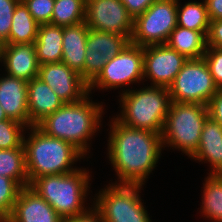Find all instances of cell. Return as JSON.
Returning <instances> with one entry per match:
<instances>
[{
    "label": "cell",
    "instance_id": "obj_1",
    "mask_svg": "<svg viewBox=\"0 0 222 222\" xmlns=\"http://www.w3.org/2000/svg\"><path fill=\"white\" fill-rule=\"evenodd\" d=\"M114 119L108 144L110 161L121 184L143 185L161 154V133L131 128Z\"/></svg>",
    "mask_w": 222,
    "mask_h": 222
},
{
    "label": "cell",
    "instance_id": "obj_2",
    "mask_svg": "<svg viewBox=\"0 0 222 222\" xmlns=\"http://www.w3.org/2000/svg\"><path fill=\"white\" fill-rule=\"evenodd\" d=\"M102 105L92 103L88 97L74 103H64L36 126L49 136L71 143L83 155L87 141L100 126Z\"/></svg>",
    "mask_w": 222,
    "mask_h": 222
},
{
    "label": "cell",
    "instance_id": "obj_3",
    "mask_svg": "<svg viewBox=\"0 0 222 222\" xmlns=\"http://www.w3.org/2000/svg\"><path fill=\"white\" fill-rule=\"evenodd\" d=\"M28 140L23 138L26 170L29 184L44 175L67 174L76 171L71 168L84 155L71 143L47 135L37 126H31Z\"/></svg>",
    "mask_w": 222,
    "mask_h": 222
},
{
    "label": "cell",
    "instance_id": "obj_4",
    "mask_svg": "<svg viewBox=\"0 0 222 222\" xmlns=\"http://www.w3.org/2000/svg\"><path fill=\"white\" fill-rule=\"evenodd\" d=\"M88 181L87 171L77 169L67 174L41 176L34 179L29 187L46 200L63 219H70L88 211L83 205L89 187Z\"/></svg>",
    "mask_w": 222,
    "mask_h": 222
},
{
    "label": "cell",
    "instance_id": "obj_5",
    "mask_svg": "<svg viewBox=\"0 0 222 222\" xmlns=\"http://www.w3.org/2000/svg\"><path fill=\"white\" fill-rule=\"evenodd\" d=\"M120 101L122 117H116L120 123L162 134L171 104L168 88L152 85L137 91L126 90Z\"/></svg>",
    "mask_w": 222,
    "mask_h": 222
},
{
    "label": "cell",
    "instance_id": "obj_6",
    "mask_svg": "<svg viewBox=\"0 0 222 222\" xmlns=\"http://www.w3.org/2000/svg\"><path fill=\"white\" fill-rule=\"evenodd\" d=\"M208 117L207 105L171 102L161 134L163 145L181 149L191 157L198 149Z\"/></svg>",
    "mask_w": 222,
    "mask_h": 222
},
{
    "label": "cell",
    "instance_id": "obj_7",
    "mask_svg": "<svg viewBox=\"0 0 222 222\" xmlns=\"http://www.w3.org/2000/svg\"><path fill=\"white\" fill-rule=\"evenodd\" d=\"M218 89L204 58L188 59L168 87L171 102L204 105Z\"/></svg>",
    "mask_w": 222,
    "mask_h": 222
},
{
    "label": "cell",
    "instance_id": "obj_8",
    "mask_svg": "<svg viewBox=\"0 0 222 222\" xmlns=\"http://www.w3.org/2000/svg\"><path fill=\"white\" fill-rule=\"evenodd\" d=\"M178 0H156L134 19L130 42L146 47L165 44L177 26Z\"/></svg>",
    "mask_w": 222,
    "mask_h": 222
},
{
    "label": "cell",
    "instance_id": "obj_9",
    "mask_svg": "<svg viewBox=\"0 0 222 222\" xmlns=\"http://www.w3.org/2000/svg\"><path fill=\"white\" fill-rule=\"evenodd\" d=\"M142 185H110L101 191L95 208L104 222H151L138 191Z\"/></svg>",
    "mask_w": 222,
    "mask_h": 222
},
{
    "label": "cell",
    "instance_id": "obj_10",
    "mask_svg": "<svg viewBox=\"0 0 222 222\" xmlns=\"http://www.w3.org/2000/svg\"><path fill=\"white\" fill-rule=\"evenodd\" d=\"M143 79V47L129 42L115 57L109 59L99 75L89 84L102 89L117 88Z\"/></svg>",
    "mask_w": 222,
    "mask_h": 222
},
{
    "label": "cell",
    "instance_id": "obj_11",
    "mask_svg": "<svg viewBox=\"0 0 222 222\" xmlns=\"http://www.w3.org/2000/svg\"><path fill=\"white\" fill-rule=\"evenodd\" d=\"M85 22L89 29L125 35L131 39L134 19L120 0H86Z\"/></svg>",
    "mask_w": 222,
    "mask_h": 222
},
{
    "label": "cell",
    "instance_id": "obj_12",
    "mask_svg": "<svg viewBox=\"0 0 222 222\" xmlns=\"http://www.w3.org/2000/svg\"><path fill=\"white\" fill-rule=\"evenodd\" d=\"M130 42L125 35L89 29L86 40L84 80L90 84L106 62L118 55Z\"/></svg>",
    "mask_w": 222,
    "mask_h": 222
},
{
    "label": "cell",
    "instance_id": "obj_13",
    "mask_svg": "<svg viewBox=\"0 0 222 222\" xmlns=\"http://www.w3.org/2000/svg\"><path fill=\"white\" fill-rule=\"evenodd\" d=\"M188 59L166 44L143 47V78L168 88Z\"/></svg>",
    "mask_w": 222,
    "mask_h": 222
},
{
    "label": "cell",
    "instance_id": "obj_14",
    "mask_svg": "<svg viewBox=\"0 0 222 222\" xmlns=\"http://www.w3.org/2000/svg\"><path fill=\"white\" fill-rule=\"evenodd\" d=\"M38 77L57 94L64 103H74L89 95V84L77 71L64 62L39 65Z\"/></svg>",
    "mask_w": 222,
    "mask_h": 222
},
{
    "label": "cell",
    "instance_id": "obj_15",
    "mask_svg": "<svg viewBox=\"0 0 222 222\" xmlns=\"http://www.w3.org/2000/svg\"><path fill=\"white\" fill-rule=\"evenodd\" d=\"M63 218L29 186L22 187L4 222H61Z\"/></svg>",
    "mask_w": 222,
    "mask_h": 222
},
{
    "label": "cell",
    "instance_id": "obj_16",
    "mask_svg": "<svg viewBox=\"0 0 222 222\" xmlns=\"http://www.w3.org/2000/svg\"><path fill=\"white\" fill-rule=\"evenodd\" d=\"M28 82L6 75L0 78V105L8 119L30 127L27 99Z\"/></svg>",
    "mask_w": 222,
    "mask_h": 222
},
{
    "label": "cell",
    "instance_id": "obj_17",
    "mask_svg": "<svg viewBox=\"0 0 222 222\" xmlns=\"http://www.w3.org/2000/svg\"><path fill=\"white\" fill-rule=\"evenodd\" d=\"M27 99L30 127L36 126L64 104L49 85L39 77L28 82Z\"/></svg>",
    "mask_w": 222,
    "mask_h": 222
},
{
    "label": "cell",
    "instance_id": "obj_18",
    "mask_svg": "<svg viewBox=\"0 0 222 222\" xmlns=\"http://www.w3.org/2000/svg\"><path fill=\"white\" fill-rule=\"evenodd\" d=\"M3 62L8 75L14 78L29 82L38 77L39 63L34 43L6 44Z\"/></svg>",
    "mask_w": 222,
    "mask_h": 222
},
{
    "label": "cell",
    "instance_id": "obj_19",
    "mask_svg": "<svg viewBox=\"0 0 222 222\" xmlns=\"http://www.w3.org/2000/svg\"><path fill=\"white\" fill-rule=\"evenodd\" d=\"M89 27L86 22L63 27L62 62L77 71L84 79L86 40Z\"/></svg>",
    "mask_w": 222,
    "mask_h": 222
},
{
    "label": "cell",
    "instance_id": "obj_20",
    "mask_svg": "<svg viewBox=\"0 0 222 222\" xmlns=\"http://www.w3.org/2000/svg\"><path fill=\"white\" fill-rule=\"evenodd\" d=\"M211 163L210 174H222V125L210 117L204 123L197 151L191 156Z\"/></svg>",
    "mask_w": 222,
    "mask_h": 222
},
{
    "label": "cell",
    "instance_id": "obj_21",
    "mask_svg": "<svg viewBox=\"0 0 222 222\" xmlns=\"http://www.w3.org/2000/svg\"><path fill=\"white\" fill-rule=\"evenodd\" d=\"M63 27L51 23L38 27L37 39L34 42L39 65L62 62Z\"/></svg>",
    "mask_w": 222,
    "mask_h": 222
},
{
    "label": "cell",
    "instance_id": "obj_22",
    "mask_svg": "<svg viewBox=\"0 0 222 222\" xmlns=\"http://www.w3.org/2000/svg\"><path fill=\"white\" fill-rule=\"evenodd\" d=\"M165 44L187 59H199L206 52L207 36L201 31L176 26Z\"/></svg>",
    "mask_w": 222,
    "mask_h": 222
},
{
    "label": "cell",
    "instance_id": "obj_23",
    "mask_svg": "<svg viewBox=\"0 0 222 222\" xmlns=\"http://www.w3.org/2000/svg\"><path fill=\"white\" fill-rule=\"evenodd\" d=\"M39 24L30 14L27 6L21 0L13 13L9 44L34 43L37 39Z\"/></svg>",
    "mask_w": 222,
    "mask_h": 222
},
{
    "label": "cell",
    "instance_id": "obj_24",
    "mask_svg": "<svg viewBox=\"0 0 222 222\" xmlns=\"http://www.w3.org/2000/svg\"><path fill=\"white\" fill-rule=\"evenodd\" d=\"M0 176L14 180L21 188L29 186L24 148L0 149Z\"/></svg>",
    "mask_w": 222,
    "mask_h": 222
},
{
    "label": "cell",
    "instance_id": "obj_25",
    "mask_svg": "<svg viewBox=\"0 0 222 222\" xmlns=\"http://www.w3.org/2000/svg\"><path fill=\"white\" fill-rule=\"evenodd\" d=\"M177 7V26L201 31L207 36L210 20L205 1L203 3L188 2L181 8L182 10L179 4Z\"/></svg>",
    "mask_w": 222,
    "mask_h": 222
},
{
    "label": "cell",
    "instance_id": "obj_26",
    "mask_svg": "<svg viewBox=\"0 0 222 222\" xmlns=\"http://www.w3.org/2000/svg\"><path fill=\"white\" fill-rule=\"evenodd\" d=\"M203 190L202 212L215 222H222V174H209Z\"/></svg>",
    "mask_w": 222,
    "mask_h": 222
},
{
    "label": "cell",
    "instance_id": "obj_27",
    "mask_svg": "<svg viewBox=\"0 0 222 222\" xmlns=\"http://www.w3.org/2000/svg\"><path fill=\"white\" fill-rule=\"evenodd\" d=\"M86 0H55L51 24L73 26L85 21Z\"/></svg>",
    "mask_w": 222,
    "mask_h": 222
},
{
    "label": "cell",
    "instance_id": "obj_28",
    "mask_svg": "<svg viewBox=\"0 0 222 222\" xmlns=\"http://www.w3.org/2000/svg\"><path fill=\"white\" fill-rule=\"evenodd\" d=\"M21 187L12 179L0 176V219L4 222L12 213Z\"/></svg>",
    "mask_w": 222,
    "mask_h": 222
},
{
    "label": "cell",
    "instance_id": "obj_29",
    "mask_svg": "<svg viewBox=\"0 0 222 222\" xmlns=\"http://www.w3.org/2000/svg\"><path fill=\"white\" fill-rule=\"evenodd\" d=\"M24 126L12 119L0 121V149L24 148Z\"/></svg>",
    "mask_w": 222,
    "mask_h": 222
},
{
    "label": "cell",
    "instance_id": "obj_30",
    "mask_svg": "<svg viewBox=\"0 0 222 222\" xmlns=\"http://www.w3.org/2000/svg\"><path fill=\"white\" fill-rule=\"evenodd\" d=\"M35 21L41 24L51 23L55 0H22Z\"/></svg>",
    "mask_w": 222,
    "mask_h": 222
},
{
    "label": "cell",
    "instance_id": "obj_31",
    "mask_svg": "<svg viewBox=\"0 0 222 222\" xmlns=\"http://www.w3.org/2000/svg\"><path fill=\"white\" fill-rule=\"evenodd\" d=\"M21 0H0V38L9 44V32L12 17L17 4Z\"/></svg>",
    "mask_w": 222,
    "mask_h": 222
},
{
    "label": "cell",
    "instance_id": "obj_32",
    "mask_svg": "<svg viewBox=\"0 0 222 222\" xmlns=\"http://www.w3.org/2000/svg\"><path fill=\"white\" fill-rule=\"evenodd\" d=\"M205 62L218 88H222V49L207 47Z\"/></svg>",
    "mask_w": 222,
    "mask_h": 222
},
{
    "label": "cell",
    "instance_id": "obj_33",
    "mask_svg": "<svg viewBox=\"0 0 222 222\" xmlns=\"http://www.w3.org/2000/svg\"><path fill=\"white\" fill-rule=\"evenodd\" d=\"M207 47L222 49V19L210 21Z\"/></svg>",
    "mask_w": 222,
    "mask_h": 222
},
{
    "label": "cell",
    "instance_id": "obj_34",
    "mask_svg": "<svg viewBox=\"0 0 222 222\" xmlns=\"http://www.w3.org/2000/svg\"><path fill=\"white\" fill-rule=\"evenodd\" d=\"M207 109L209 117L222 125V88L208 102Z\"/></svg>",
    "mask_w": 222,
    "mask_h": 222
},
{
    "label": "cell",
    "instance_id": "obj_35",
    "mask_svg": "<svg viewBox=\"0 0 222 222\" xmlns=\"http://www.w3.org/2000/svg\"><path fill=\"white\" fill-rule=\"evenodd\" d=\"M129 14L135 19L143 14L156 0H120Z\"/></svg>",
    "mask_w": 222,
    "mask_h": 222
},
{
    "label": "cell",
    "instance_id": "obj_36",
    "mask_svg": "<svg viewBox=\"0 0 222 222\" xmlns=\"http://www.w3.org/2000/svg\"><path fill=\"white\" fill-rule=\"evenodd\" d=\"M210 21L222 19V0H205Z\"/></svg>",
    "mask_w": 222,
    "mask_h": 222
},
{
    "label": "cell",
    "instance_id": "obj_37",
    "mask_svg": "<svg viewBox=\"0 0 222 222\" xmlns=\"http://www.w3.org/2000/svg\"><path fill=\"white\" fill-rule=\"evenodd\" d=\"M71 222H104L101 213L94 207L81 215L69 219Z\"/></svg>",
    "mask_w": 222,
    "mask_h": 222
},
{
    "label": "cell",
    "instance_id": "obj_38",
    "mask_svg": "<svg viewBox=\"0 0 222 222\" xmlns=\"http://www.w3.org/2000/svg\"><path fill=\"white\" fill-rule=\"evenodd\" d=\"M6 42L0 38V61H4ZM2 59V60H1Z\"/></svg>",
    "mask_w": 222,
    "mask_h": 222
},
{
    "label": "cell",
    "instance_id": "obj_39",
    "mask_svg": "<svg viewBox=\"0 0 222 222\" xmlns=\"http://www.w3.org/2000/svg\"><path fill=\"white\" fill-rule=\"evenodd\" d=\"M7 116L2 108V106L0 105V121H3V120H7Z\"/></svg>",
    "mask_w": 222,
    "mask_h": 222
},
{
    "label": "cell",
    "instance_id": "obj_40",
    "mask_svg": "<svg viewBox=\"0 0 222 222\" xmlns=\"http://www.w3.org/2000/svg\"><path fill=\"white\" fill-rule=\"evenodd\" d=\"M61 222H71L69 219H63Z\"/></svg>",
    "mask_w": 222,
    "mask_h": 222
}]
</instances>
